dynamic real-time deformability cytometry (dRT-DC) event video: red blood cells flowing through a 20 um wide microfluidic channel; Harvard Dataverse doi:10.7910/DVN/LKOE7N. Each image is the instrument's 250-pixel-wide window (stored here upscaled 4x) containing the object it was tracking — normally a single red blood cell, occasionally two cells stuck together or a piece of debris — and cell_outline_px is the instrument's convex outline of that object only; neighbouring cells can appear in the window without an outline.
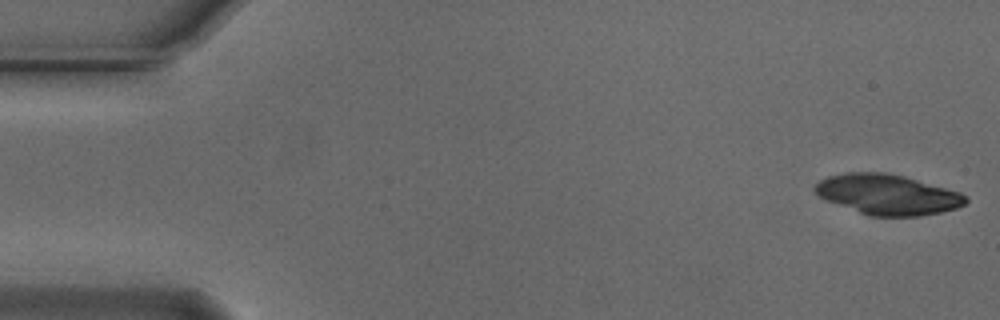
{"species": "Egyptian fruit bat (a non-hibernating species)", "species_latin": "Rousettus aegyptiacus", "temperature_condition": "cold", "stored_images_in_passage": 50, "camera_frame_rate_fps": 3000, "um_per_image_px": 0.085, "animal": {"sex": "male"}, "frame": {"image": 1, "passage_image": 1, "time_ms": 0.0, "image_size_px": [1000, 320], "cell_outline_px": [[968, 200], [964, 204], [956, 208], [940, 212], [920, 216], [868, 216], [824, 200], [812, 188], [820, 180], [828, 176], [848, 172], [888, 172], [904, 176], [960, 192], [968, 196]], "centroid_in_image_um": [75.42, 16.53], "position_along_channel_um": 9.6, "area_um2": 35.49}}
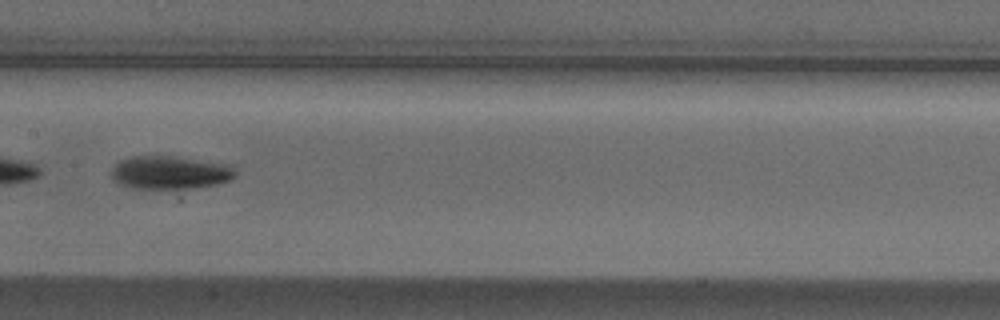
{"frame": {"image": 2, "passage_image": 27, "time_ms": 8.667, "image_size_px": [1000, 320], "cell_outline_px": [[236, 176], [228, 180], [216, 184], [196, 188], [132, 188], [120, 184], [112, 180], [112, 168], [120, 160], [132, 156], [172, 156], [232, 164], [236, 172]], "centroid_in_image_um": [14.47, 14.66], "position_along_channel_um": 192.9, "area_um2": 24.04}}
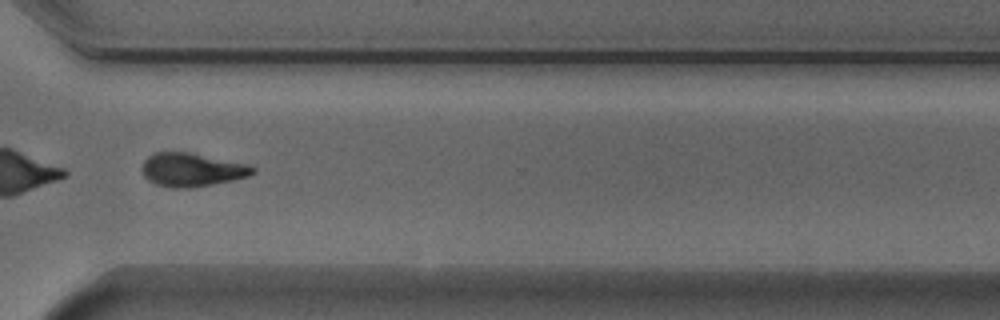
{"frame": {"image": 3, "passage_image": 40, "time_ms": 13.0, "image_size_px": [1000, 320], "cell_outline_px": [[256, 172], [248, 176], [236, 180], [192, 188], [172, 188], [156, 184], [148, 180], [144, 176], [140, 168], [144, 160], [152, 152], [192, 152], [248, 164], [256, 168]], "centroid_in_image_um": [16.31, 14.43], "position_along_channel_um": 354.3, "area_um2": 22.08}, "authors_computed_cell_mechanics": {"area_um2": 24.1893, "velocity_mm_per_s": 3.7236, "shape_relaxation_time_tau1_ms": 1.506, "shape_relaxation_time_tau2_ms": null, "deformation_change_tau1": 0.1453, "deformation_change_tau2": null}}